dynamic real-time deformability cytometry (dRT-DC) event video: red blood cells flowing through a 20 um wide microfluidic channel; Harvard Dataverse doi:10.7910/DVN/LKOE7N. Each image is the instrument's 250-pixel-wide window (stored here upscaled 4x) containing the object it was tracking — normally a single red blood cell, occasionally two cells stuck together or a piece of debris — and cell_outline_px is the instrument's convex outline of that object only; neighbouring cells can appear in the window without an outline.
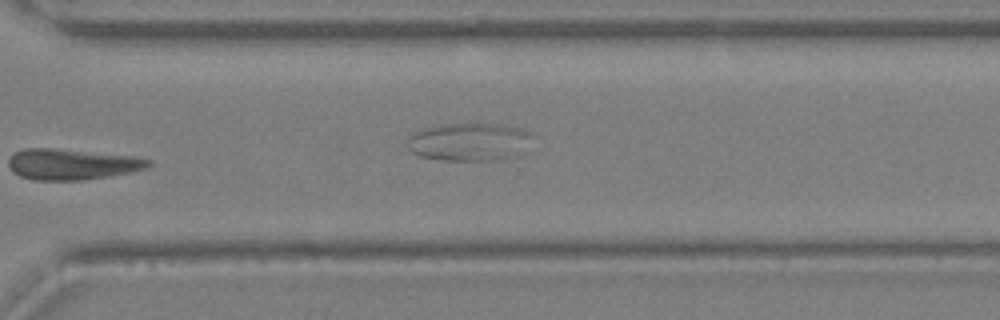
{"species": "Egyptian fruit bat (a non-hibernating species)", "species_latin": "Rousettus aegyptiacus", "temperature_condition": "warm", "stored_images_in_passage": 27, "camera_frame_rate_fps": 3000, "um_per_image_px": 0.085, "animal": {"sex": "female"}, "frame": {"image": 1, "passage_image": 27, "time_ms": 8.667, "image_size_px": [1000, 320], "cell_outline_px": [[536, 136], [524, 152], [520, 156], [500, 160], [444, 160], [420, 156], [412, 152], [408, 148], [408, 140], [412, 132], [420, 128], [436, 124], [508, 124], [520, 128]], "centroid_in_image_um": [39.95, 12.05], "position_along_channel_um": 330.7, "area_um2": 28.44}}